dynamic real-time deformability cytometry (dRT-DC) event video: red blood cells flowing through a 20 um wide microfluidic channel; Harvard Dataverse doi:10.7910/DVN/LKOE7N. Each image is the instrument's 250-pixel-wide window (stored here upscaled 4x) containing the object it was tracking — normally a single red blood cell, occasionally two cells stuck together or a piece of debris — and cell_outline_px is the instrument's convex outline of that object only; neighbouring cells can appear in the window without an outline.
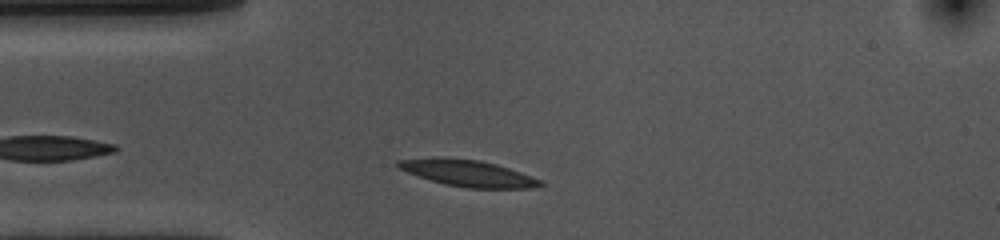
{"species": "common noctule bat (a hibernating species)", "species_latin": "Nyctalus noctula", "temperature_condition": "cold", "stored_images_in_passage": 34, "camera_frame_rate_fps": 3000, "um_per_image_px": 0.085, "animal": {"sex": "female", "body_mass_g": 10.0, "forearm_length_mm": 53.1}, "frame": {"image": 1, "passage_image": 5, "time_ms": 1.333, "image_size_px": [1000, 240], "cell_outline_px": [[544, 184], [532, 188], [468, 188], [444, 184], [396, 168], [396, 160], [436, 156], [480, 160], [496, 164], [544, 180]], "centroid_in_image_um": [39.76, 14.7], "position_along_channel_um": 45.2, "area_um2": 22.08}}
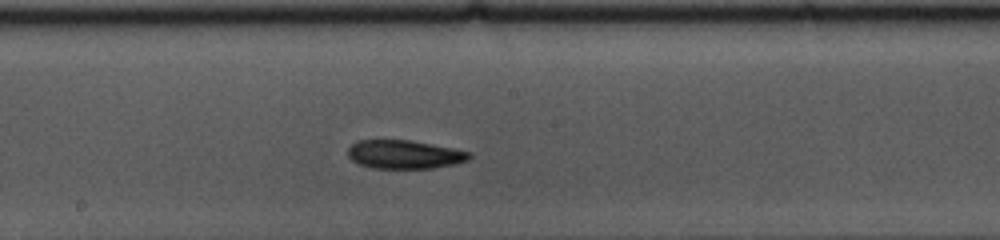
{"frame": {"image": 2, "passage_image": 20, "time_ms": 6.333, "image_size_px": [1000, 240], "cell_outline_px": [[472, 156], [468, 160], [456, 164], [432, 168], [372, 168], [360, 164], [352, 160], [348, 156], [348, 148], [356, 140], [412, 140], [472, 152]], "centroid_in_image_um": [34.39, 13.12], "position_along_channel_um": 213.8, "area_um2": 20.29}}
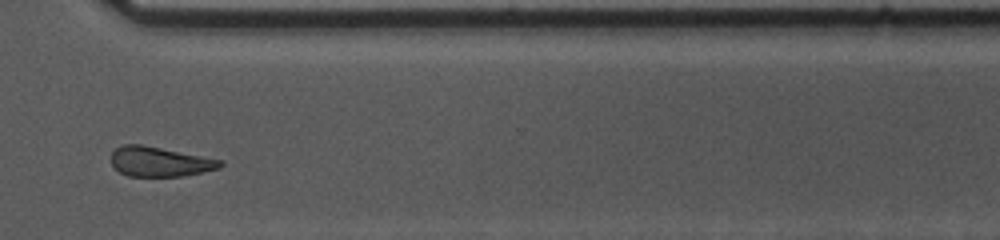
{"frame": {"image": 3, "passage_image": 32, "time_ms": 10.333, "image_size_px": [1000, 240], "cell_outline_px": [[224, 164], [220, 168], [180, 176], [128, 176], [120, 172], [112, 164], [112, 152], [120, 144], [140, 144], [224, 160]], "centroid_in_image_um": [13.58, 13.73], "position_along_channel_um": 357.0, "area_um2": 18.79}, "authors_computed_cell_mechanics": {"area_um2": 20.5768, "velocity_mm_per_s": 3.5759, "shape_relaxation_time_tau1_ms": 6.9974, "shape_relaxation_time_tau2_ms": null, "deformation_change_tau1": 0.1606, "deformation_change_tau2": null}}